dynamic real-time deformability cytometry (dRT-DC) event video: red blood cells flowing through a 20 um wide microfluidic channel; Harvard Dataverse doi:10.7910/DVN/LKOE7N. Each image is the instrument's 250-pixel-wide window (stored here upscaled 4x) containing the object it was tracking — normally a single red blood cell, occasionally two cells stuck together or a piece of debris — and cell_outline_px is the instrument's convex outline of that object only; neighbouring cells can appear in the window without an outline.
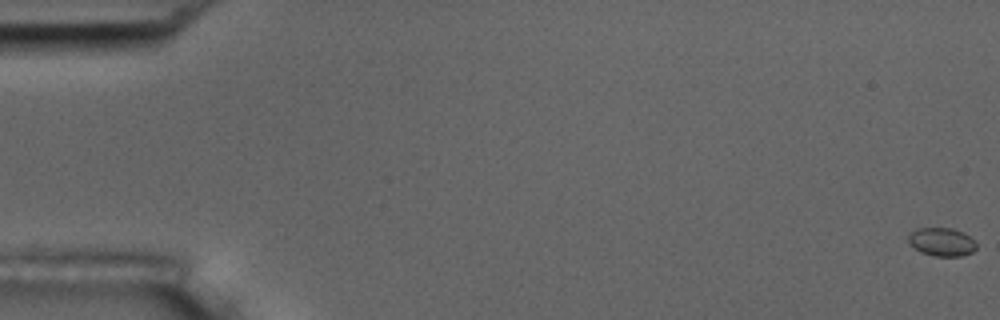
{"species": "common noctule bat (a hibernating species)", "species_latin": "Nyctalus noctula", "temperature_condition": "room temperature", "stored_images_in_passage": 19, "camera_frame_rate_fps": 3000, "um_per_image_px": 0.085, "animal": {"sex": "male", "body_mass_g": 17.5, "forearm_length_mm": 52.3}, "frame": {"image": 1, "passage_image": 1, "time_ms": 0.0, "image_size_px": [1000, 320], "cell_outline_px": [[976, 248], [972, 252], [964, 256], [936, 256], [920, 252], [908, 244], [908, 236], [916, 228], [952, 228], [964, 232], [976, 244]], "centroid_in_image_um": [80.02, 20.56], "position_along_channel_um": 5.0, "area_um2": 11.27}}
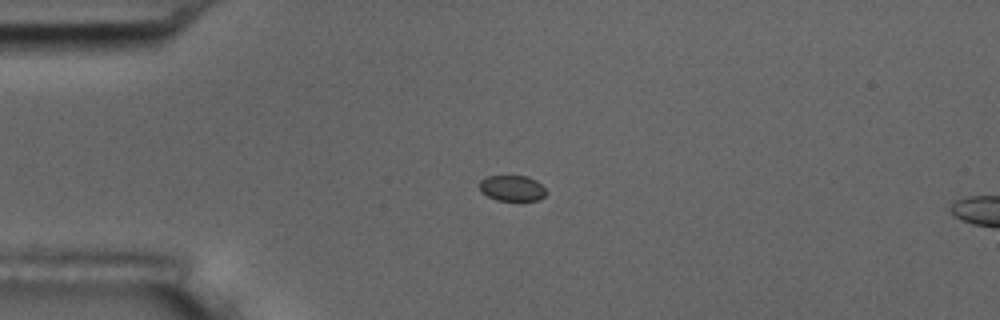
{"frame": {"image": 2, "passage_image": 15, "time_ms": 4.667, "image_size_px": [1000, 320], "cell_outline_px": [[548, 192], [540, 200], [496, 200], [480, 192], [480, 180], [488, 176], [528, 176], [536, 180]], "centroid_in_image_um": [43.54, 15.99], "position_along_channel_um": 41.5, "area_um2": 10.0}}